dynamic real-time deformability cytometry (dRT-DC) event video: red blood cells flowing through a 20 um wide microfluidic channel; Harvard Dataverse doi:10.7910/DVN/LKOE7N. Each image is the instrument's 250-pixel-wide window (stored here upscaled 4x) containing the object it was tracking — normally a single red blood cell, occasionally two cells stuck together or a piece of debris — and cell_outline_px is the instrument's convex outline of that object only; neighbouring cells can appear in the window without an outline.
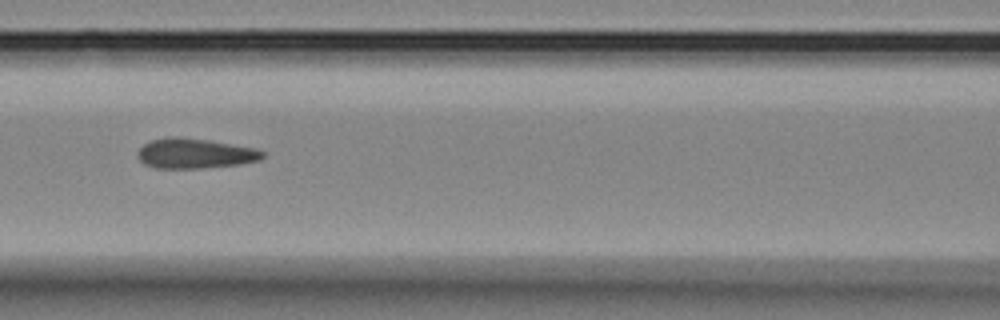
{"species": "Egyptian fruit bat (a non-hibernating species)", "species_latin": "Rousettus aegyptiacus", "temperature_condition": "room temperature", "stored_images_in_passage": 23, "camera_frame_rate_fps": 3000, "um_per_image_px": 0.085, "animal": {"sex": "female"}, "frame": {"image": 1, "passage_image": 7, "time_ms": 2.0, "image_size_px": [1000, 320], "cell_outline_px": [[264, 156], [260, 160], [240, 164], [200, 168], [156, 168], [144, 164], [136, 156], [136, 152], [144, 144], [152, 140], [168, 136], [180, 136], [208, 140], [256, 148], [264, 152]], "centroid_in_image_um": [16.54, 13.03], "position_along_channel_um": 150.1, "area_um2": 21.96}}